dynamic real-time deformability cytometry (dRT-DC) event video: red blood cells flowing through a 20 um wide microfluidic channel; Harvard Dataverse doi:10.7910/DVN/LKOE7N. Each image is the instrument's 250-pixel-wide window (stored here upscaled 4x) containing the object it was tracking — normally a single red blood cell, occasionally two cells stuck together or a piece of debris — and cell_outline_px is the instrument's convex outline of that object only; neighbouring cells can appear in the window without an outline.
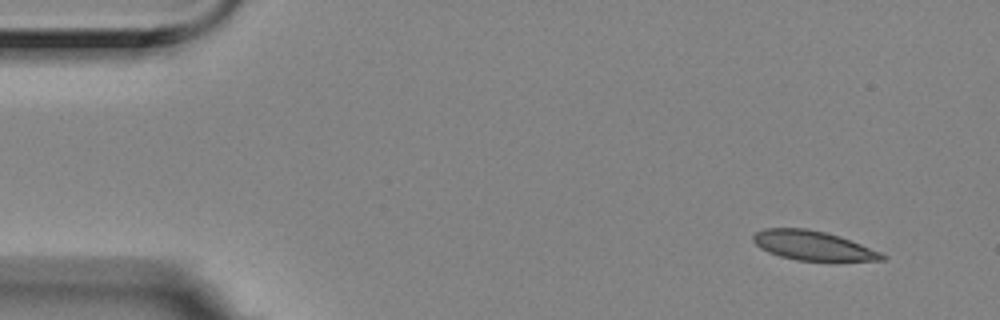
{"species": "Egyptian fruit bat (a non-hibernating species)", "species_latin": "Rousettus aegyptiacus", "temperature_condition": "room temperature", "stored_images_in_passage": 9, "camera_frame_rate_fps": 3000, "um_per_image_px": 0.085, "animal": {"sex": "female"}, "frame": {"image": 1, "passage_image": 1, "time_ms": 0.0, "image_size_px": [1000, 320], "cell_outline_px": [[888, 256], [884, 260], [796, 260], [780, 256], [768, 252], [760, 248], [752, 240], [752, 236], [756, 232], [764, 228], [804, 228], [824, 232], [840, 236], [880, 252]], "centroid_in_image_um": [69.05, 20.86], "position_along_channel_um": 15.9, "area_um2": 21.73}}
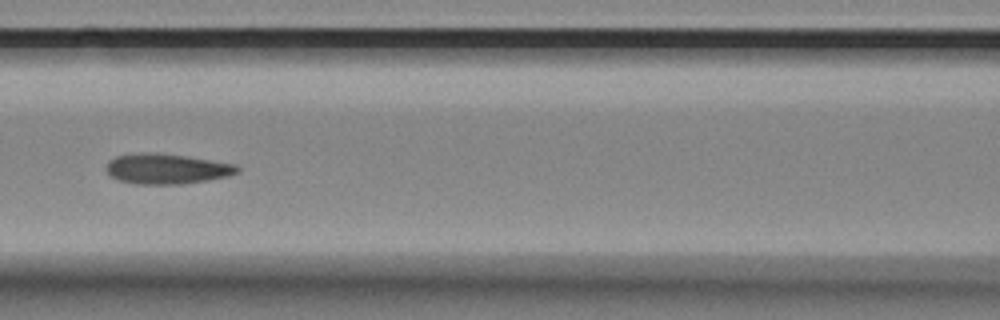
{"frame": {"image": 2, "passage_image": 6, "time_ms": 1.667, "image_size_px": [1000, 320], "cell_outline_px": [[240, 172], [228, 176], [208, 180], [180, 184], [136, 184], [120, 180], [112, 176], [104, 168], [108, 160], [116, 156], [140, 152], [156, 152], [188, 156], [236, 164], [240, 168]], "centroid_in_image_um": [14.18, 14.33], "position_along_channel_um": 152.4, "area_um2": 23.35}}
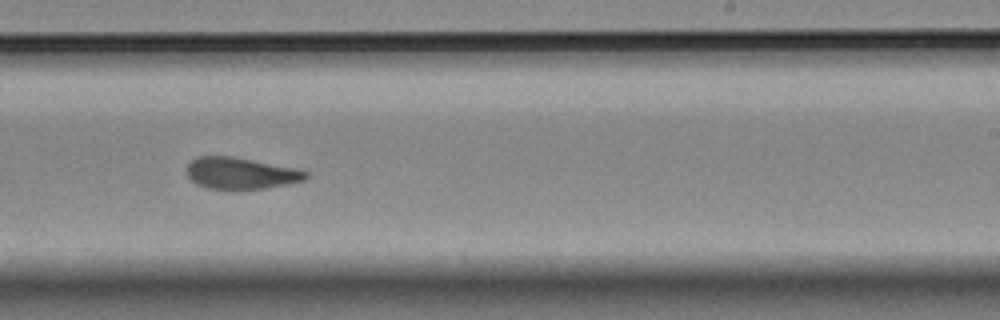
{"frame": {"image": 3, "passage_image": 9, "time_ms": 2.667, "image_size_px": [1000, 320], "cell_outline_px": [[308, 176], [304, 180], [288, 184], [244, 192], [208, 188], [196, 184], [188, 176], [188, 164], [196, 156], [232, 156], [296, 168], [308, 172]], "centroid_in_image_um": [20.47, 14.76], "position_along_channel_um": 268.5, "area_um2": 22.43}}